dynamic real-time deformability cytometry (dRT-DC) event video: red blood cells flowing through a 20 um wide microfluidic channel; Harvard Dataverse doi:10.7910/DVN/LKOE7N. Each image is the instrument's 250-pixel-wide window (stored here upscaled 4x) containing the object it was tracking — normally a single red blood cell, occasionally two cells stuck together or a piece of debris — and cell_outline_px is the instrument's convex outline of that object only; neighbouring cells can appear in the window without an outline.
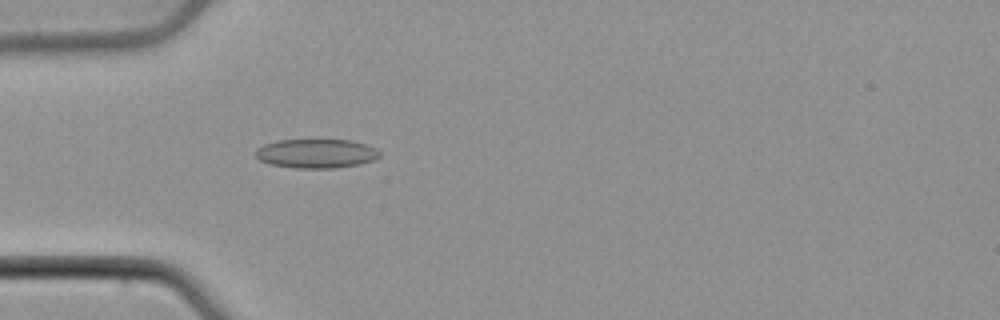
{"species": "common noctule bat (a hibernating species)", "species_latin": "Nyctalus noctula", "temperature_condition": "cold", "stored_images_in_passage": 53, "camera_frame_rate_fps": 3000, "um_per_image_px": 0.085, "animal": {"sex": "male", "body_mass_g": 21.5, "forearm_length_mm": 52.0}, "frame": {"image": 1, "passage_image": 16, "time_ms": 5.0, "image_size_px": [1000, 320], "cell_outline_px": [[380, 156], [372, 160], [360, 164], [336, 168], [296, 168], [272, 164], [260, 160], [256, 156], [256, 148], [264, 144], [276, 140], [352, 140], [376, 148], [380, 152]], "centroid_in_image_um": [26.88, 13.04], "position_along_channel_um": 58.1, "area_um2": 20.98}}
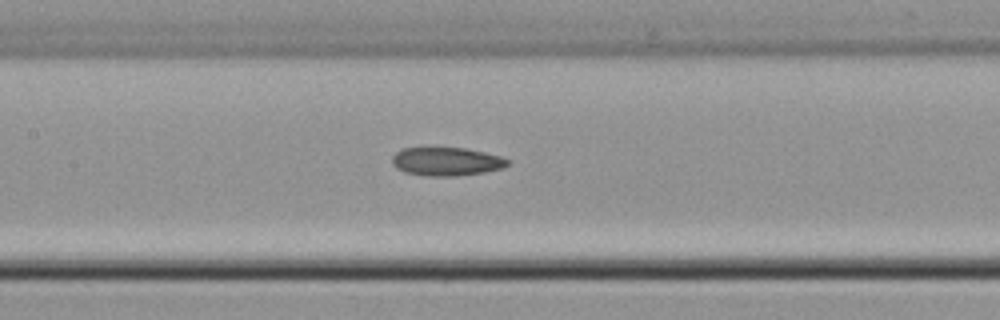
{"frame": {"image": 2, "passage_image": 25, "time_ms": 8.0, "image_size_px": [1000, 320], "cell_outline_px": [[508, 164], [504, 168], [484, 172], [456, 176], [428, 176], [404, 172], [396, 168], [392, 164], [392, 156], [400, 148], [464, 148], [484, 152], [500, 156], [508, 160]], "centroid_in_image_um": [37.92, 13.73], "position_along_channel_um": 169.5, "area_um2": 19.13}}
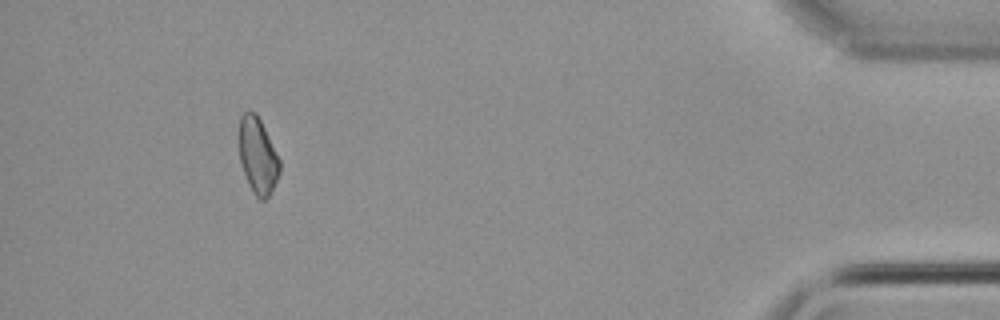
{"frame": {"image": 3, "passage_image": 49, "time_ms": 16.0, "image_size_px": [1000, 320], "cell_outline_px": [[280, 172], [268, 196], [264, 200], [260, 200], [252, 192], [248, 184], [240, 160], [240, 116], [248, 108], [256, 112], [280, 160]], "centroid_in_image_um": [21.9, 13.22], "position_along_channel_um": 413.3, "area_um2": 17.74}}